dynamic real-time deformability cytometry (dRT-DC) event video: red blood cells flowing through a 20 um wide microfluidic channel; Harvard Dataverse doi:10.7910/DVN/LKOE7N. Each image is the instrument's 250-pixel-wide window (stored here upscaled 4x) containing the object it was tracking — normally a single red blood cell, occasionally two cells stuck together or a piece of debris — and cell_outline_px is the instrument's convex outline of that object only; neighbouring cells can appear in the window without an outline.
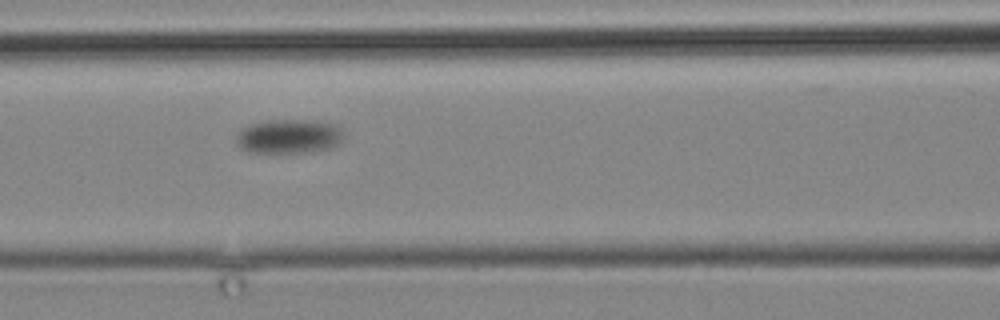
{"species": "common noctule bat (a hibernating species)", "species_latin": "Nyctalus noctula", "temperature_condition": "cold", "stored_images_in_passage": 16, "camera_frame_rate_fps": 3000, "um_per_image_px": 0.085, "animal": {"sex": "male", "body_mass_g": 19.2, "forearm_length_mm": 51.8}, "frame": {"image": 1, "passage_image": 10, "time_ms": 10.333, "image_size_px": [1000, 320], "cell_outline_px": [[344, 136], [340, 144], [332, 148], [312, 152], [248, 152], [240, 148], [236, 144], [236, 136], [240, 128], [252, 124], [268, 120], [316, 120], [340, 124], [344, 128]], "centroid_in_image_um": [24.63, 11.58], "position_along_channel_um": 142.0, "area_um2": 22.08}}
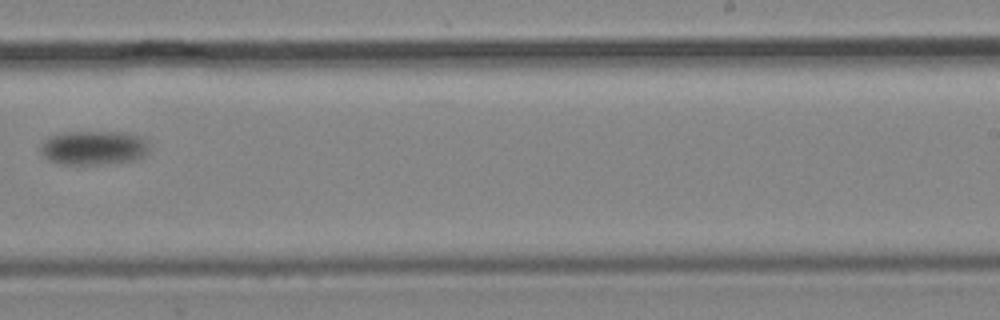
{"frame": {"image": 2, "passage_image": 14, "time_ms": 16.0, "image_size_px": [1000, 320], "cell_outline_px": [[148, 152], [144, 156], [136, 160], [100, 164], [60, 164], [48, 160], [40, 152], [40, 144], [48, 136], [64, 132], [120, 132], [140, 136], [148, 144]], "centroid_in_image_um": [7.92, 12.56], "position_along_channel_um": 281.1, "area_um2": 21.73}}
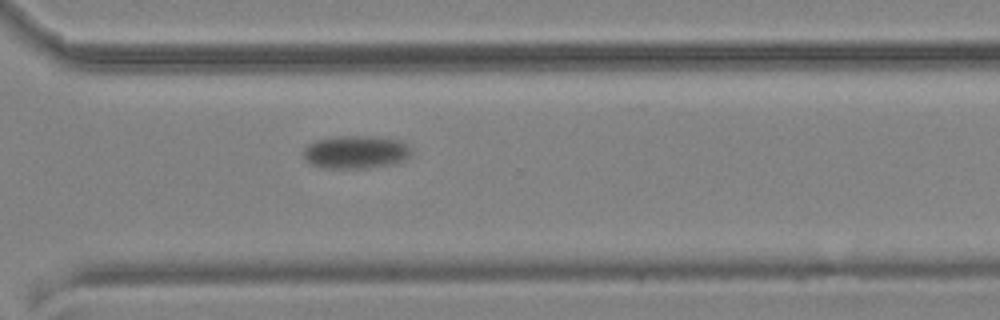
{"frame": {"image": 3, "passage_image": 16, "time_ms": 18.333, "image_size_px": [1000, 320], "cell_outline_px": [[412, 156], [396, 164], [368, 168], [324, 168], [312, 164], [304, 156], [304, 148], [308, 144], [316, 140], [336, 136], [372, 136], [396, 140], [408, 144], [412, 148]], "centroid_in_image_um": [30.3, 12.93], "position_along_channel_um": 340.3, "area_um2": 20.92}}